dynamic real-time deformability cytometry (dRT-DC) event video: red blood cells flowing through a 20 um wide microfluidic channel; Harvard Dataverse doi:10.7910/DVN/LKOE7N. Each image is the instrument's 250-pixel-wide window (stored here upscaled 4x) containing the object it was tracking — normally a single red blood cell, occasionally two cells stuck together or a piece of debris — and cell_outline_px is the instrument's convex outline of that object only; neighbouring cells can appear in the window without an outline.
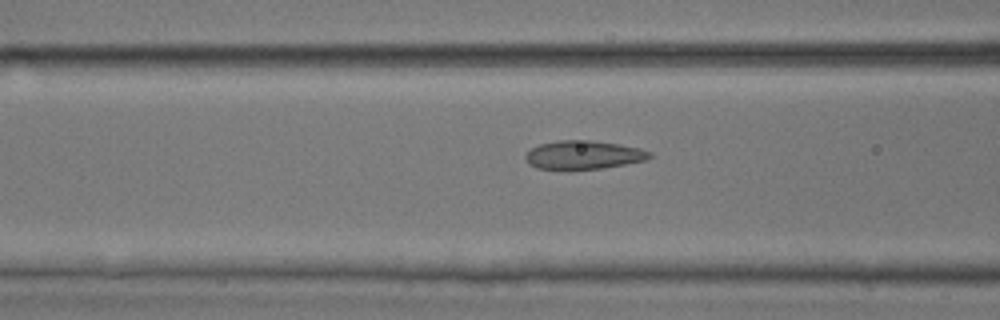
{"species": "common noctule bat (a hibernating species)", "species_latin": "Nyctalus noctula", "temperature_condition": "room temperature", "stored_images_in_passage": 32, "camera_frame_rate_fps": 3000, "um_per_image_px": 0.085, "animal": {"sex": "male", "body_mass_g": 17.9, "forearm_length_mm": 54.2}, "frame": {"image": 1, "passage_image": 8, "time_ms": 2.333, "image_size_px": [1000, 320], "cell_outline_px": [[652, 156], [644, 160], [604, 168], [536, 168], [528, 164], [524, 156], [532, 148], [540, 144], [560, 140], [588, 140], [620, 144], [640, 148], [652, 152]], "centroid_in_image_um": [49.61, 13.15], "position_along_channel_um": 117.0, "area_um2": 20.29}}
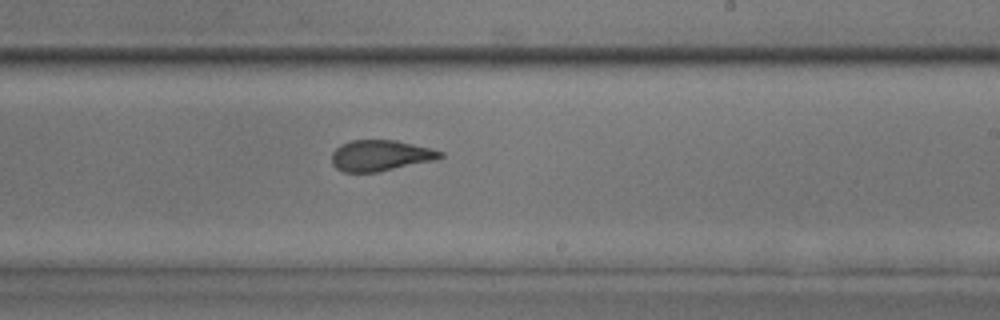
{"frame": {"image": 2, "passage_image": 18, "time_ms": 5.667, "image_size_px": [1000, 320], "cell_outline_px": [[444, 156], [436, 160], [376, 172], [344, 172], [336, 168], [332, 164], [332, 152], [340, 144], [352, 140], [396, 140], [432, 148], [444, 152]], "centroid_in_image_um": [32.35, 13.21], "position_along_channel_um": 256.6, "area_um2": 19.65}}
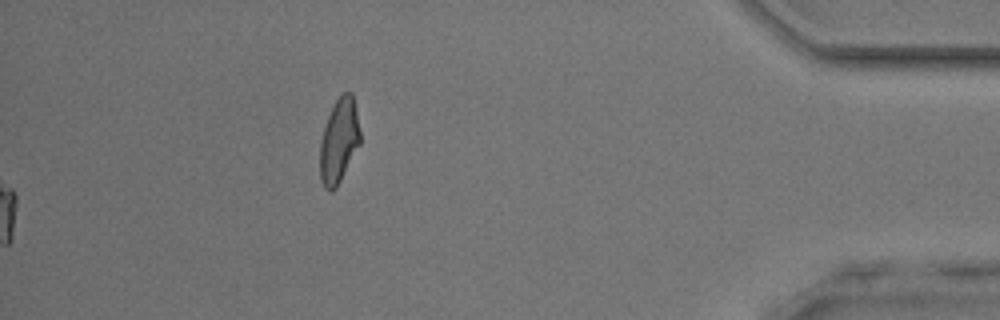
{"frame": {"image": 3, "passage_image": 32, "time_ms": 10.333, "image_size_px": [1000, 320], "cell_outline_px": [[360, 144], [336, 188], [332, 192], [328, 192], [324, 188], [320, 180], [320, 140], [328, 116], [336, 100], [344, 92], [352, 92], [360, 132]], "centroid_in_image_um": [28.8, 12.02], "position_along_channel_um": 406.4, "area_um2": 19.65}, "authors_computed_cell_mechanics": {"area_um2": 20.2878, "velocity_mm_per_s": 4.2148, "shape_relaxation_time_tau1_ms": 5.089, "shape_relaxation_time_tau2_ms": 1.3003, "deformation_change_tau1": 0.1416, "deformation_change_tau2": 0.0804}}